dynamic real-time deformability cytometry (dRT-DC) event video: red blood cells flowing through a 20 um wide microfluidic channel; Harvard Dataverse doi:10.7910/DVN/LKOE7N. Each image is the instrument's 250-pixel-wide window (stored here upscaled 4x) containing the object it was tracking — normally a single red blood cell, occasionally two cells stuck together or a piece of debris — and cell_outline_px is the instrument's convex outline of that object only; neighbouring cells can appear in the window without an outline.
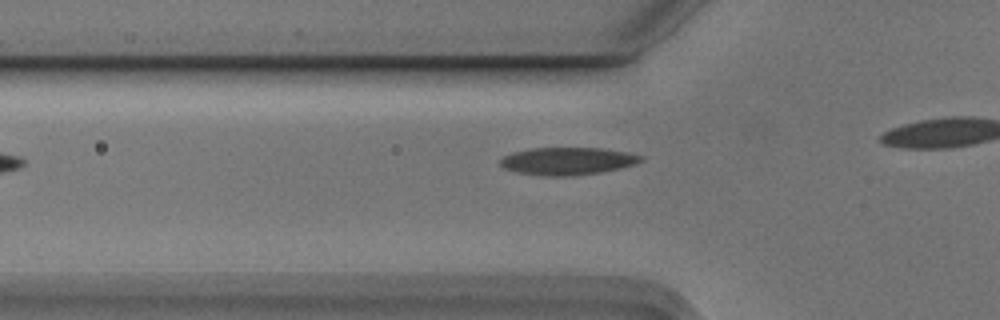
{"species": "Egyptian fruit bat (a non-hibernating species)", "species_latin": "Rousettus aegyptiacus", "temperature_condition": "cold", "stored_images_in_passage": 4, "camera_frame_rate_fps": 3000, "um_per_image_px": 0.085, "animal": {"sex": "male"}, "frame": {"image": 1, "passage_image": 4, "time_ms": 1.0, "image_size_px": [1000, 320], "cell_outline_px": [[644, 160], [620, 168], [600, 172], [576, 176], [544, 176], [516, 172], [504, 168], [500, 164], [500, 160], [504, 156], [512, 152], [528, 148], [600, 148], [628, 152], [644, 156]], "centroid_in_image_um": [48.22, 13.69], "position_along_channel_um": 77.6, "area_um2": 22.66}}